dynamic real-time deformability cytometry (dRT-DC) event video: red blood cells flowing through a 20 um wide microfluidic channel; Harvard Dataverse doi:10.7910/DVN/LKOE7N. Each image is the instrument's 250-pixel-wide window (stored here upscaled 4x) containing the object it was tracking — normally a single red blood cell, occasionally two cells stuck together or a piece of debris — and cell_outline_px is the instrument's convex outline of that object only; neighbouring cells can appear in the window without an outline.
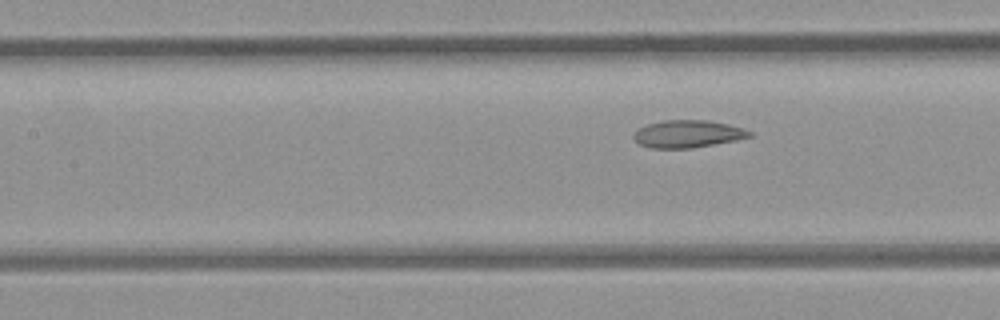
{"species": "common noctule bat (a hibernating species)", "species_latin": "Nyctalus noctula", "temperature_condition": "room temperature", "stored_images_in_passage": 7, "segment_of_instrument_passage": [2, 2], "camera_frame_rate_fps": 3000, "um_per_image_px": 0.085, "animal": {"sex": "female", "body_mass_g": 21.9}, "frame": {"image": 1, "passage_image": 7, "time_ms": 7.667, "image_size_px": [1000, 320], "cell_outline_px": [[752, 136], [736, 140], [692, 148], [652, 148], [640, 144], [632, 136], [640, 128], [648, 124], [664, 120], [708, 120], [728, 124], [744, 128], [752, 132]], "centroid_in_image_um": [58.49, 11.38], "position_along_channel_um": 148.9, "area_um2": 18.38}}